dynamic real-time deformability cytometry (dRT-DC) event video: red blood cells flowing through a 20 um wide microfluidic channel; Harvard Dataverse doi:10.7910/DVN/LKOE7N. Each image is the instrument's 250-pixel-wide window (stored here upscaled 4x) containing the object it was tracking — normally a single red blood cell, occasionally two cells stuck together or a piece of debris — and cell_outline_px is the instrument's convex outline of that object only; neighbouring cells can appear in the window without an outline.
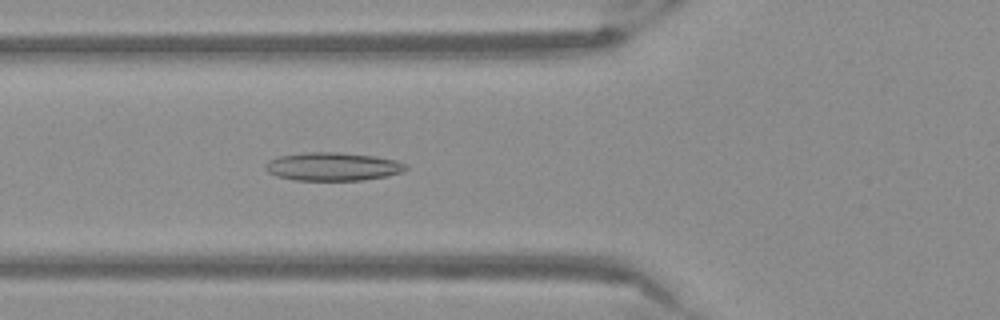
{"species": "Egyptian fruit bat (a non-hibernating species)", "species_latin": "Rousettus aegyptiacus", "temperature_condition": "warm", "stored_images_in_passage": 52, "camera_frame_rate_fps": 3000, "um_per_image_px": 0.085, "frame": {"image": 1, "passage_image": 19, "time_ms": 6.0, "image_size_px": [1000, 320], "cell_outline_px": [[408, 168], [404, 172], [388, 176], [364, 180], [292, 180], [276, 176], [268, 172], [264, 168], [264, 164], [268, 160], [280, 156], [304, 152], [340, 152], [376, 156], [396, 160], [408, 164]], "centroid_in_image_um": [28.31, 14.16], "position_along_channel_um": 97.5, "area_um2": 23.52}}
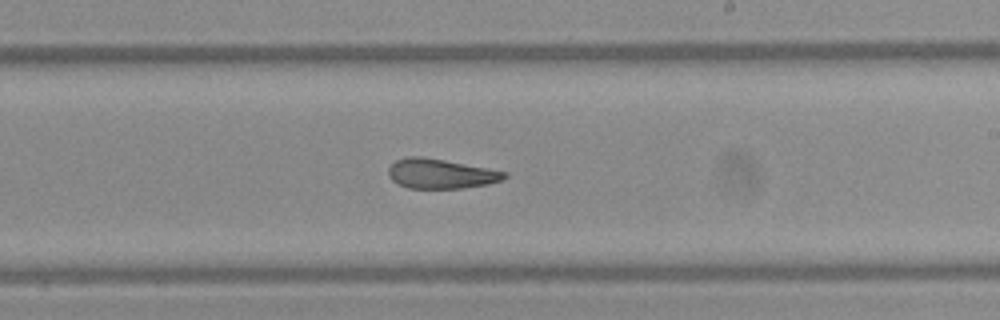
{"frame": {"image": 2, "passage_image": 31, "time_ms": 10.0, "image_size_px": [1000, 320], "cell_outline_px": [[508, 176], [500, 180], [488, 184], [460, 188], [408, 188], [396, 184], [388, 176], [388, 168], [396, 160], [408, 156], [420, 156], [444, 160], [488, 168], [508, 172]], "centroid_in_image_um": [37.43, 14.76], "position_along_channel_um": 251.6, "area_um2": 20.06}}
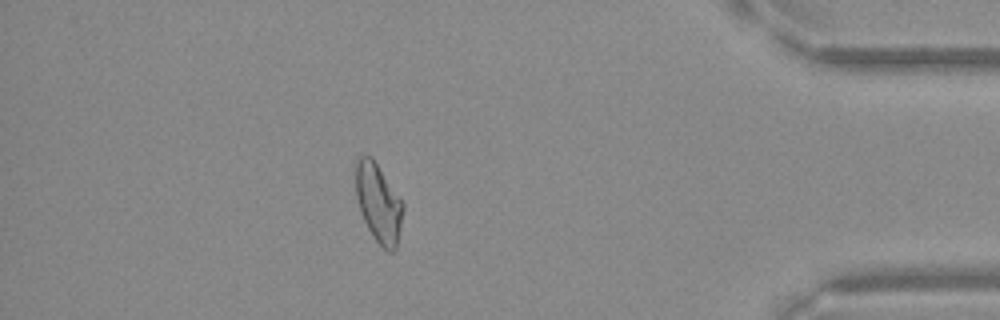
{"frame": {"image": 3, "passage_image": 46, "time_ms": 15.0, "image_size_px": [1000, 320], "cell_outline_px": [[404, 208], [396, 248], [392, 252], [388, 252], [372, 236], [360, 212], [356, 196], [356, 160], [360, 156], [372, 156], [404, 200]], "centroid_in_image_um": [32.19, 17.23], "position_along_channel_um": 403.0, "area_um2": 21.96}}